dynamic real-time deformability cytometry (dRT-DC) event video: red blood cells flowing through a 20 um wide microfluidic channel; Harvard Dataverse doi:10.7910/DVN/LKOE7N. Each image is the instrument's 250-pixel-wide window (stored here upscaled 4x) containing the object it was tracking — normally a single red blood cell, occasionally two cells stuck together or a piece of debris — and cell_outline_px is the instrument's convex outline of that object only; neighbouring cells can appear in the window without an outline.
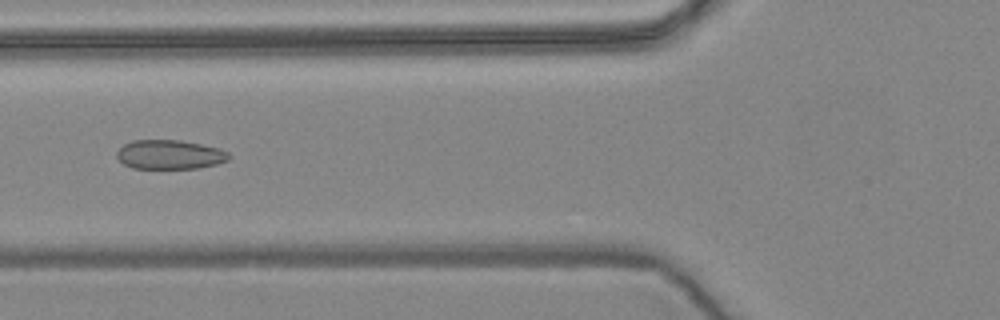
{"species": "common noctule bat (a hibernating species)", "species_latin": "Nyctalus noctula", "temperature_condition": "warm", "stored_images_in_passage": 52, "camera_frame_rate_fps": 3000, "um_per_image_px": 0.085, "animal": {"sex": "female", "body_mass_g": 24.6, "forearm_length_mm": 56.2}, "frame": {"image": 1, "passage_image": 17, "time_ms": 5.333, "image_size_px": [1000, 320], "cell_outline_px": [[232, 156], [228, 160], [216, 164], [200, 168], [132, 168], [124, 164], [116, 156], [116, 152], [124, 144], [132, 140], [180, 140], [220, 148], [228, 152]], "centroid_in_image_um": [14.44, 13.13], "position_along_channel_um": 111.4, "area_um2": 19.13}}
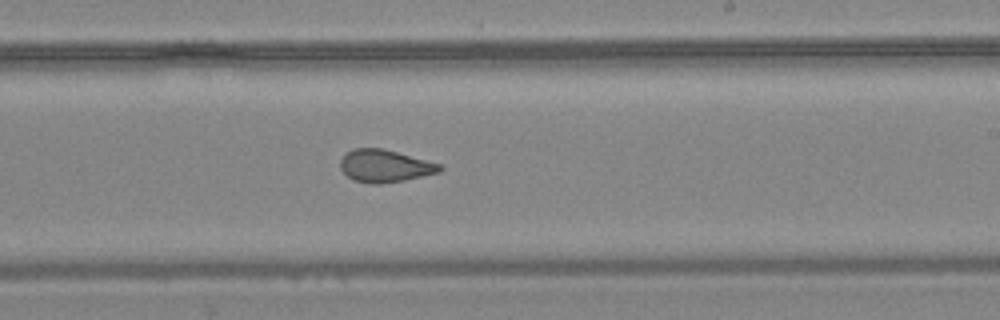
{"frame": {"image": 2, "passage_image": 29, "time_ms": 9.333, "image_size_px": [1000, 320], "cell_outline_px": [[444, 168], [440, 172], [404, 180], [380, 184], [372, 184], [352, 180], [340, 168], [340, 160], [352, 148], [380, 148], [396, 152], [440, 164]], "centroid_in_image_um": [32.69, 14.11], "position_along_channel_um": 256.3, "area_um2": 18.61}}
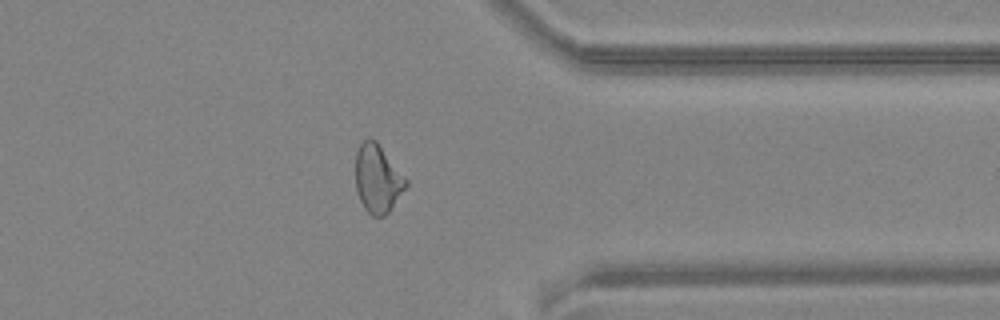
{"frame": {"image": 3, "passage_image": 40, "time_ms": 13.0, "image_size_px": [1000, 320], "cell_outline_px": [[408, 184], [388, 212], [384, 216], [372, 216], [364, 208], [360, 200], [356, 188], [356, 152], [360, 144], [364, 140], [376, 140], [408, 180]], "centroid_in_image_um": [32.1, 15.19], "position_along_channel_um": 379.3, "area_um2": 19.77}, "authors_computed_cell_mechanics": {"area_um2": 20.0277, "velocity_mm_per_s": 3.6172, "shape_relaxation_time_tau1_ms": null, "shape_relaxation_time_tau2_ms": 1.4293, "deformation_change_tau1": null, "deformation_change_tau2": 0.0805}}